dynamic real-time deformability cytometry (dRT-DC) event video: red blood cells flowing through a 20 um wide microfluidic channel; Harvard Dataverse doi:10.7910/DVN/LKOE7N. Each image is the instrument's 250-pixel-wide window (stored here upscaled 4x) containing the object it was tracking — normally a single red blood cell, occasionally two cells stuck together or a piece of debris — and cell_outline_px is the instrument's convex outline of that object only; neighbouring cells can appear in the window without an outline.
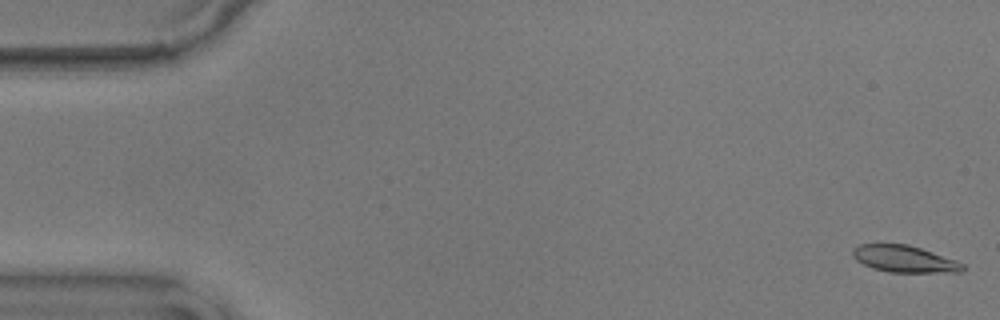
{"species": "common noctule bat (a hibernating species)", "species_latin": "Nyctalus noctula", "temperature_condition": "warm", "stored_images_in_passage": 56, "camera_frame_rate_fps": 3000, "um_per_image_px": 0.085, "animal": {"sex": "male", "body_mass_g": 17.9}, "frame": {"image": 1, "passage_image": 1, "time_ms": 0.0, "image_size_px": [1000, 320], "cell_outline_px": [[964, 272], [888, 272], [872, 268], [856, 260], [852, 256], [852, 248], [860, 244], [908, 244], [956, 260], [964, 264]], "centroid_in_image_um": [76.85, 22.01], "position_along_channel_um": 8.1, "area_um2": 17.17}}
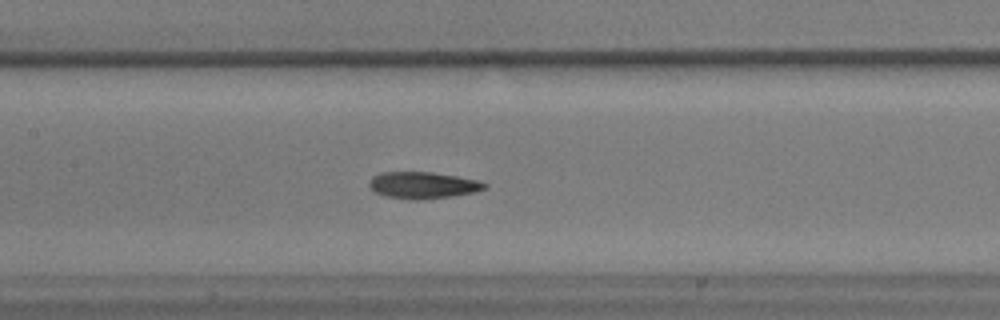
{"frame": {"image": 2, "passage_image": 26, "time_ms": 8.333, "image_size_px": [1000, 320], "cell_outline_px": [[488, 188], [476, 192], [452, 196], [424, 200], [412, 200], [388, 196], [376, 192], [368, 184], [372, 176], [380, 172], [432, 172], [456, 176], [476, 180], [488, 184]], "centroid_in_image_um": [35.97, 15.74], "position_along_channel_um": 171.4, "area_um2": 17.98}}
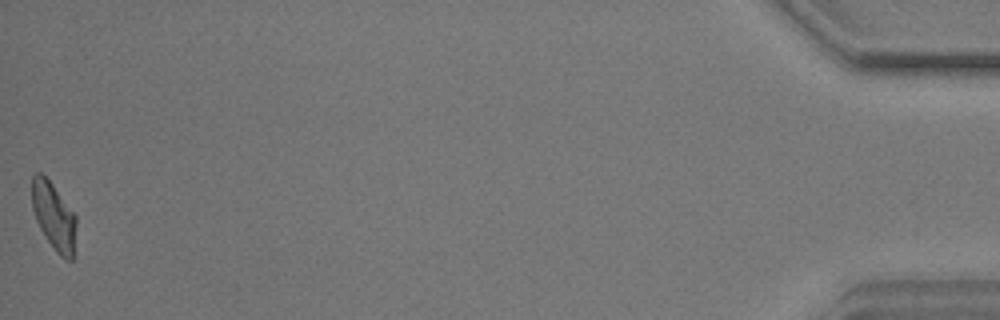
{"frame": {"image": 3, "passage_image": 56, "time_ms": 18.333, "image_size_px": [1000, 320], "cell_outline_px": [[76, 224], [72, 260], [64, 260], [56, 252], [40, 228], [36, 220], [32, 208], [32, 176], [36, 172], [40, 172], [52, 184], [76, 216]], "centroid_in_image_um": [4.56, 18.38], "position_along_channel_um": 430.6, "area_um2": 17.11}, "authors_computed_cell_mechanics": {"area_um2": 17.7446, "velocity_mm_per_s": 3.5811, "shape_relaxation_time_tau1_ms": null, "shape_relaxation_time_tau2_ms": 2.7953, "deformation_change_tau1": null, "deformation_change_tau2": 0.0901}}